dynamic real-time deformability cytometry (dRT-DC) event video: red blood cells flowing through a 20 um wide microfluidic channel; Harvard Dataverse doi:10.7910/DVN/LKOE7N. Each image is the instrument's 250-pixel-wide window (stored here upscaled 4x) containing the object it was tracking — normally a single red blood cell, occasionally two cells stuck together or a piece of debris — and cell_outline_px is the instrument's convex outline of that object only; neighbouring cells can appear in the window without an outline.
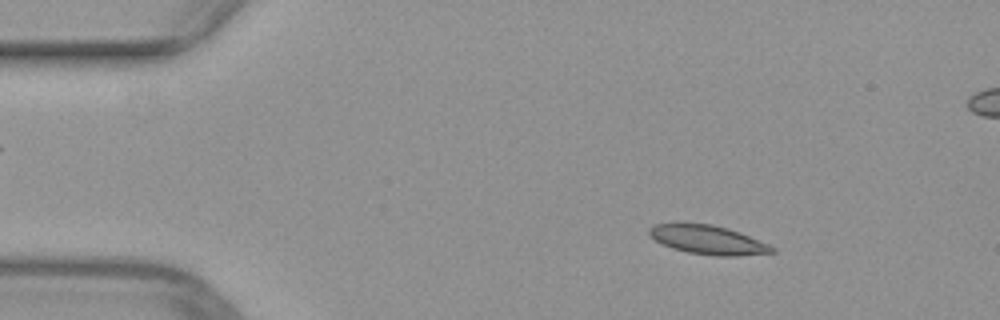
{"species": "common noctule bat (a hibernating species)", "species_latin": "Nyctalus noctula", "temperature_condition": "warm", "stored_images_in_passage": 51, "segment_of_instrument_passage": [1, 2], "camera_frame_rate_fps": 3000, "um_per_image_px": 0.085, "animal": {"sex": "female", "body_mass_g": 29.2, "forearm_length_mm": 56.3}, "frame": {"image": 1, "passage_image": 7, "time_ms": 2.0, "image_size_px": [1000, 320], "cell_outline_px": [[776, 252], [736, 256], [716, 256], [688, 252], [672, 248], [656, 240], [648, 232], [648, 228], [652, 224], [676, 220], [680, 220], [712, 224], [728, 228], [740, 232], [768, 244], [776, 248]], "centroid_in_image_um": [60.11, 20.33], "position_along_channel_um": 24.9, "area_um2": 21.39}}
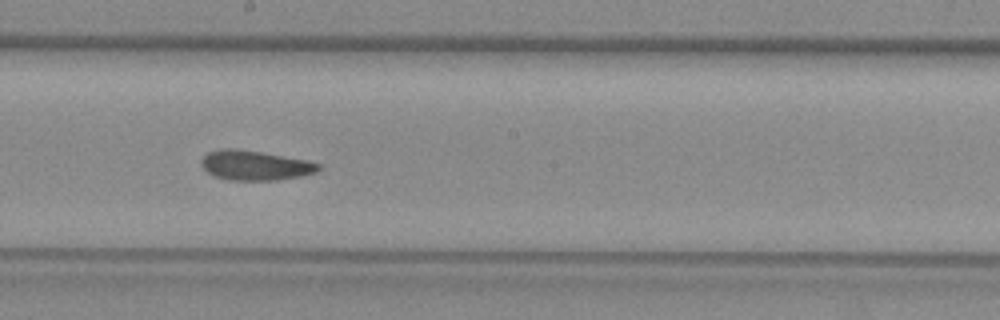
{"frame": {"image": 2, "passage_image": 27, "time_ms": 8.667, "image_size_px": [1000, 320], "cell_outline_px": [[324, 168], [316, 172], [304, 176], [276, 180], [228, 180], [216, 176], [208, 172], [200, 164], [200, 160], [208, 152], [224, 148], [232, 148], [260, 152], [308, 160], [320, 164]], "centroid_in_image_um": [21.72, 14.06], "position_along_channel_um": 226.5, "area_um2": 20.35}}
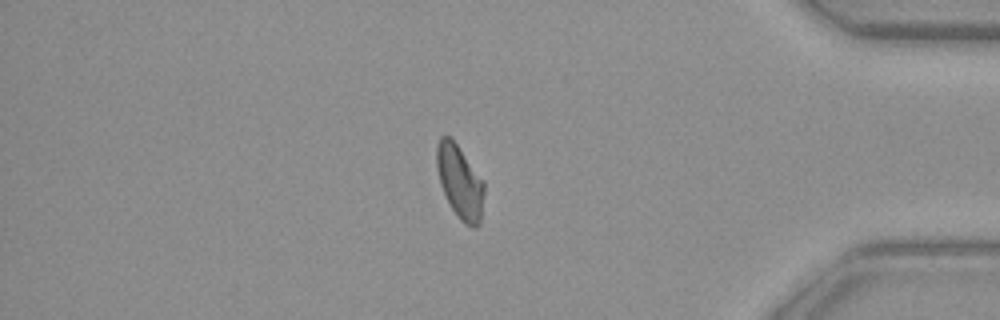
{"frame": {"image": 3, "passage_image": 42, "time_ms": 13.667, "image_size_px": [1000, 320], "cell_outline_px": [[484, 192], [480, 224], [476, 228], [472, 228], [464, 224], [460, 220], [452, 208], [440, 184], [436, 168], [436, 144], [440, 136], [448, 136], [456, 144], [484, 180]], "centroid_in_image_um": [39.09, 15.47], "position_along_channel_um": 396.1, "area_um2": 20.29}}